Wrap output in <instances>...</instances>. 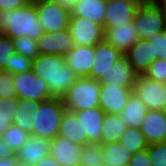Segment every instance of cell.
I'll return each instance as SVG.
<instances>
[{
	"label": "cell",
	"instance_id": "obj_1",
	"mask_svg": "<svg viewBox=\"0 0 166 166\" xmlns=\"http://www.w3.org/2000/svg\"><path fill=\"white\" fill-rule=\"evenodd\" d=\"M31 70L46 82L54 98H63L79 78L66 64L65 56L61 55L39 54L32 60Z\"/></svg>",
	"mask_w": 166,
	"mask_h": 166
},
{
	"label": "cell",
	"instance_id": "obj_2",
	"mask_svg": "<svg viewBox=\"0 0 166 166\" xmlns=\"http://www.w3.org/2000/svg\"><path fill=\"white\" fill-rule=\"evenodd\" d=\"M0 33L12 39L27 36L38 40L43 34L35 3L15 10L0 11Z\"/></svg>",
	"mask_w": 166,
	"mask_h": 166
},
{
	"label": "cell",
	"instance_id": "obj_3",
	"mask_svg": "<svg viewBox=\"0 0 166 166\" xmlns=\"http://www.w3.org/2000/svg\"><path fill=\"white\" fill-rule=\"evenodd\" d=\"M67 109L63 98H52L42 101L39 109L34 113L31 135L52 140L58 136L62 117Z\"/></svg>",
	"mask_w": 166,
	"mask_h": 166
},
{
	"label": "cell",
	"instance_id": "obj_4",
	"mask_svg": "<svg viewBox=\"0 0 166 166\" xmlns=\"http://www.w3.org/2000/svg\"><path fill=\"white\" fill-rule=\"evenodd\" d=\"M101 85L90 77L78 78L63 97L67 111L77 112L100 107Z\"/></svg>",
	"mask_w": 166,
	"mask_h": 166
},
{
	"label": "cell",
	"instance_id": "obj_5",
	"mask_svg": "<svg viewBox=\"0 0 166 166\" xmlns=\"http://www.w3.org/2000/svg\"><path fill=\"white\" fill-rule=\"evenodd\" d=\"M38 19L46 33H56L67 29L71 9L54 0H35Z\"/></svg>",
	"mask_w": 166,
	"mask_h": 166
},
{
	"label": "cell",
	"instance_id": "obj_6",
	"mask_svg": "<svg viewBox=\"0 0 166 166\" xmlns=\"http://www.w3.org/2000/svg\"><path fill=\"white\" fill-rule=\"evenodd\" d=\"M133 22L139 40H150L158 33L166 30L162 14L156 4H140Z\"/></svg>",
	"mask_w": 166,
	"mask_h": 166
},
{
	"label": "cell",
	"instance_id": "obj_7",
	"mask_svg": "<svg viewBox=\"0 0 166 166\" xmlns=\"http://www.w3.org/2000/svg\"><path fill=\"white\" fill-rule=\"evenodd\" d=\"M13 78L18 99L42 102L53 98L46 82L37 77L32 70L13 74Z\"/></svg>",
	"mask_w": 166,
	"mask_h": 166
},
{
	"label": "cell",
	"instance_id": "obj_8",
	"mask_svg": "<svg viewBox=\"0 0 166 166\" xmlns=\"http://www.w3.org/2000/svg\"><path fill=\"white\" fill-rule=\"evenodd\" d=\"M133 93L146 105L148 110L166 111V85L139 75L133 85Z\"/></svg>",
	"mask_w": 166,
	"mask_h": 166
},
{
	"label": "cell",
	"instance_id": "obj_9",
	"mask_svg": "<svg viewBox=\"0 0 166 166\" xmlns=\"http://www.w3.org/2000/svg\"><path fill=\"white\" fill-rule=\"evenodd\" d=\"M68 29L74 45L93 46L104 41V27L83 17H70Z\"/></svg>",
	"mask_w": 166,
	"mask_h": 166
},
{
	"label": "cell",
	"instance_id": "obj_10",
	"mask_svg": "<svg viewBox=\"0 0 166 166\" xmlns=\"http://www.w3.org/2000/svg\"><path fill=\"white\" fill-rule=\"evenodd\" d=\"M133 87H120L113 83L101 85L100 108L106 114H120L127 104Z\"/></svg>",
	"mask_w": 166,
	"mask_h": 166
},
{
	"label": "cell",
	"instance_id": "obj_11",
	"mask_svg": "<svg viewBox=\"0 0 166 166\" xmlns=\"http://www.w3.org/2000/svg\"><path fill=\"white\" fill-rule=\"evenodd\" d=\"M95 59L90 73V78L99 80L104 74L114 67V64L121 59L124 54L115 49L109 43L102 41L94 47Z\"/></svg>",
	"mask_w": 166,
	"mask_h": 166
},
{
	"label": "cell",
	"instance_id": "obj_12",
	"mask_svg": "<svg viewBox=\"0 0 166 166\" xmlns=\"http://www.w3.org/2000/svg\"><path fill=\"white\" fill-rule=\"evenodd\" d=\"M88 143L101 142L105 112L100 107L74 112Z\"/></svg>",
	"mask_w": 166,
	"mask_h": 166
},
{
	"label": "cell",
	"instance_id": "obj_13",
	"mask_svg": "<svg viewBox=\"0 0 166 166\" xmlns=\"http://www.w3.org/2000/svg\"><path fill=\"white\" fill-rule=\"evenodd\" d=\"M139 35L134 22H127L121 26L104 29V41L125 54L137 41Z\"/></svg>",
	"mask_w": 166,
	"mask_h": 166
},
{
	"label": "cell",
	"instance_id": "obj_14",
	"mask_svg": "<svg viewBox=\"0 0 166 166\" xmlns=\"http://www.w3.org/2000/svg\"><path fill=\"white\" fill-rule=\"evenodd\" d=\"M94 59L95 52L93 46L74 45V47L65 54L66 64L79 78L90 77Z\"/></svg>",
	"mask_w": 166,
	"mask_h": 166
},
{
	"label": "cell",
	"instance_id": "obj_15",
	"mask_svg": "<svg viewBox=\"0 0 166 166\" xmlns=\"http://www.w3.org/2000/svg\"><path fill=\"white\" fill-rule=\"evenodd\" d=\"M40 54L61 55L74 47L69 29H64L56 33H46L37 40Z\"/></svg>",
	"mask_w": 166,
	"mask_h": 166
},
{
	"label": "cell",
	"instance_id": "obj_16",
	"mask_svg": "<svg viewBox=\"0 0 166 166\" xmlns=\"http://www.w3.org/2000/svg\"><path fill=\"white\" fill-rule=\"evenodd\" d=\"M140 130L149 145L166 142V111L148 110Z\"/></svg>",
	"mask_w": 166,
	"mask_h": 166
},
{
	"label": "cell",
	"instance_id": "obj_17",
	"mask_svg": "<svg viewBox=\"0 0 166 166\" xmlns=\"http://www.w3.org/2000/svg\"><path fill=\"white\" fill-rule=\"evenodd\" d=\"M139 4L135 2H107L104 29L121 26L133 21Z\"/></svg>",
	"mask_w": 166,
	"mask_h": 166
},
{
	"label": "cell",
	"instance_id": "obj_18",
	"mask_svg": "<svg viewBox=\"0 0 166 166\" xmlns=\"http://www.w3.org/2000/svg\"><path fill=\"white\" fill-rule=\"evenodd\" d=\"M82 145L72 143L66 138L56 136L50 141L49 154L56 159L61 166H73L79 164Z\"/></svg>",
	"mask_w": 166,
	"mask_h": 166
},
{
	"label": "cell",
	"instance_id": "obj_19",
	"mask_svg": "<svg viewBox=\"0 0 166 166\" xmlns=\"http://www.w3.org/2000/svg\"><path fill=\"white\" fill-rule=\"evenodd\" d=\"M49 151L50 140L30 134L29 139L17 151L16 158L21 163L35 166L49 154Z\"/></svg>",
	"mask_w": 166,
	"mask_h": 166
},
{
	"label": "cell",
	"instance_id": "obj_20",
	"mask_svg": "<svg viewBox=\"0 0 166 166\" xmlns=\"http://www.w3.org/2000/svg\"><path fill=\"white\" fill-rule=\"evenodd\" d=\"M124 56L138 76L144 75L151 63L156 60L148 40H138Z\"/></svg>",
	"mask_w": 166,
	"mask_h": 166
},
{
	"label": "cell",
	"instance_id": "obj_21",
	"mask_svg": "<svg viewBox=\"0 0 166 166\" xmlns=\"http://www.w3.org/2000/svg\"><path fill=\"white\" fill-rule=\"evenodd\" d=\"M138 75L134 72L125 56L119 59L108 75L104 74L99 80L100 85L113 83L120 87H133Z\"/></svg>",
	"mask_w": 166,
	"mask_h": 166
},
{
	"label": "cell",
	"instance_id": "obj_22",
	"mask_svg": "<svg viewBox=\"0 0 166 166\" xmlns=\"http://www.w3.org/2000/svg\"><path fill=\"white\" fill-rule=\"evenodd\" d=\"M106 6V0H80L71 9V17H83L103 26Z\"/></svg>",
	"mask_w": 166,
	"mask_h": 166
},
{
	"label": "cell",
	"instance_id": "obj_23",
	"mask_svg": "<svg viewBox=\"0 0 166 166\" xmlns=\"http://www.w3.org/2000/svg\"><path fill=\"white\" fill-rule=\"evenodd\" d=\"M147 112L146 105L132 92L126 106L119 115L127 127L140 129Z\"/></svg>",
	"mask_w": 166,
	"mask_h": 166
},
{
	"label": "cell",
	"instance_id": "obj_24",
	"mask_svg": "<svg viewBox=\"0 0 166 166\" xmlns=\"http://www.w3.org/2000/svg\"><path fill=\"white\" fill-rule=\"evenodd\" d=\"M58 135L78 145L89 144L82 136L81 123L77 119L76 114L67 110L62 117Z\"/></svg>",
	"mask_w": 166,
	"mask_h": 166
},
{
	"label": "cell",
	"instance_id": "obj_25",
	"mask_svg": "<svg viewBox=\"0 0 166 166\" xmlns=\"http://www.w3.org/2000/svg\"><path fill=\"white\" fill-rule=\"evenodd\" d=\"M104 166H127L133 154L120 142L102 143Z\"/></svg>",
	"mask_w": 166,
	"mask_h": 166
},
{
	"label": "cell",
	"instance_id": "obj_26",
	"mask_svg": "<svg viewBox=\"0 0 166 166\" xmlns=\"http://www.w3.org/2000/svg\"><path fill=\"white\" fill-rule=\"evenodd\" d=\"M41 102L19 99L17 112L13 124L31 134L34 122V113L39 109Z\"/></svg>",
	"mask_w": 166,
	"mask_h": 166
},
{
	"label": "cell",
	"instance_id": "obj_27",
	"mask_svg": "<svg viewBox=\"0 0 166 166\" xmlns=\"http://www.w3.org/2000/svg\"><path fill=\"white\" fill-rule=\"evenodd\" d=\"M101 143L119 142L126 132L127 126L118 114H105Z\"/></svg>",
	"mask_w": 166,
	"mask_h": 166
},
{
	"label": "cell",
	"instance_id": "obj_28",
	"mask_svg": "<svg viewBox=\"0 0 166 166\" xmlns=\"http://www.w3.org/2000/svg\"><path fill=\"white\" fill-rule=\"evenodd\" d=\"M132 154L148 148V142L139 128L127 127L119 141Z\"/></svg>",
	"mask_w": 166,
	"mask_h": 166
},
{
	"label": "cell",
	"instance_id": "obj_29",
	"mask_svg": "<svg viewBox=\"0 0 166 166\" xmlns=\"http://www.w3.org/2000/svg\"><path fill=\"white\" fill-rule=\"evenodd\" d=\"M79 164L82 166H104L102 143L95 142L82 146Z\"/></svg>",
	"mask_w": 166,
	"mask_h": 166
},
{
	"label": "cell",
	"instance_id": "obj_30",
	"mask_svg": "<svg viewBox=\"0 0 166 166\" xmlns=\"http://www.w3.org/2000/svg\"><path fill=\"white\" fill-rule=\"evenodd\" d=\"M18 102V98L0 99V136L13 124Z\"/></svg>",
	"mask_w": 166,
	"mask_h": 166
},
{
	"label": "cell",
	"instance_id": "obj_31",
	"mask_svg": "<svg viewBox=\"0 0 166 166\" xmlns=\"http://www.w3.org/2000/svg\"><path fill=\"white\" fill-rule=\"evenodd\" d=\"M1 136L3 141L15 151V153H17V151L29 139L30 134L23 131L15 124H11Z\"/></svg>",
	"mask_w": 166,
	"mask_h": 166
},
{
	"label": "cell",
	"instance_id": "obj_32",
	"mask_svg": "<svg viewBox=\"0 0 166 166\" xmlns=\"http://www.w3.org/2000/svg\"><path fill=\"white\" fill-rule=\"evenodd\" d=\"M15 51L24 57L35 59L39 54L37 41L27 36L12 39Z\"/></svg>",
	"mask_w": 166,
	"mask_h": 166
},
{
	"label": "cell",
	"instance_id": "obj_33",
	"mask_svg": "<svg viewBox=\"0 0 166 166\" xmlns=\"http://www.w3.org/2000/svg\"><path fill=\"white\" fill-rule=\"evenodd\" d=\"M32 68V59L24 57L17 52L11 56L9 63H6L4 71L12 74L27 72Z\"/></svg>",
	"mask_w": 166,
	"mask_h": 166
},
{
	"label": "cell",
	"instance_id": "obj_34",
	"mask_svg": "<svg viewBox=\"0 0 166 166\" xmlns=\"http://www.w3.org/2000/svg\"><path fill=\"white\" fill-rule=\"evenodd\" d=\"M17 98L13 74L0 70V99Z\"/></svg>",
	"mask_w": 166,
	"mask_h": 166
},
{
	"label": "cell",
	"instance_id": "obj_35",
	"mask_svg": "<svg viewBox=\"0 0 166 166\" xmlns=\"http://www.w3.org/2000/svg\"><path fill=\"white\" fill-rule=\"evenodd\" d=\"M147 151L152 166H166V142L150 144Z\"/></svg>",
	"mask_w": 166,
	"mask_h": 166
},
{
	"label": "cell",
	"instance_id": "obj_36",
	"mask_svg": "<svg viewBox=\"0 0 166 166\" xmlns=\"http://www.w3.org/2000/svg\"><path fill=\"white\" fill-rule=\"evenodd\" d=\"M144 76L154 81L166 83V61L157 58L151 63Z\"/></svg>",
	"mask_w": 166,
	"mask_h": 166
},
{
	"label": "cell",
	"instance_id": "obj_37",
	"mask_svg": "<svg viewBox=\"0 0 166 166\" xmlns=\"http://www.w3.org/2000/svg\"><path fill=\"white\" fill-rule=\"evenodd\" d=\"M15 53L12 38L0 33V70L5 68L6 63H9L11 56Z\"/></svg>",
	"mask_w": 166,
	"mask_h": 166
},
{
	"label": "cell",
	"instance_id": "obj_38",
	"mask_svg": "<svg viewBox=\"0 0 166 166\" xmlns=\"http://www.w3.org/2000/svg\"><path fill=\"white\" fill-rule=\"evenodd\" d=\"M148 42L152 45L153 57L166 61V30L158 33Z\"/></svg>",
	"mask_w": 166,
	"mask_h": 166
},
{
	"label": "cell",
	"instance_id": "obj_39",
	"mask_svg": "<svg viewBox=\"0 0 166 166\" xmlns=\"http://www.w3.org/2000/svg\"><path fill=\"white\" fill-rule=\"evenodd\" d=\"M129 166H152L147 148L133 154Z\"/></svg>",
	"mask_w": 166,
	"mask_h": 166
},
{
	"label": "cell",
	"instance_id": "obj_40",
	"mask_svg": "<svg viewBox=\"0 0 166 166\" xmlns=\"http://www.w3.org/2000/svg\"><path fill=\"white\" fill-rule=\"evenodd\" d=\"M30 2L31 0H0V11L15 10Z\"/></svg>",
	"mask_w": 166,
	"mask_h": 166
},
{
	"label": "cell",
	"instance_id": "obj_41",
	"mask_svg": "<svg viewBox=\"0 0 166 166\" xmlns=\"http://www.w3.org/2000/svg\"><path fill=\"white\" fill-rule=\"evenodd\" d=\"M16 157L15 151H13L4 141L2 136H0V159H6Z\"/></svg>",
	"mask_w": 166,
	"mask_h": 166
},
{
	"label": "cell",
	"instance_id": "obj_42",
	"mask_svg": "<svg viewBox=\"0 0 166 166\" xmlns=\"http://www.w3.org/2000/svg\"><path fill=\"white\" fill-rule=\"evenodd\" d=\"M35 166H61V164L54 159L50 154H48L45 158L39 161Z\"/></svg>",
	"mask_w": 166,
	"mask_h": 166
},
{
	"label": "cell",
	"instance_id": "obj_43",
	"mask_svg": "<svg viewBox=\"0 0 166 166\" xmlns=\"http://www.w3.org/2000/svg\"><path fill=\"white\" fill-rule=\"evenodd\" d=\"M18 160L16 157L0 159V166H17Z\"/></svg>",
	"mask_w": 166,
	"mask_h": 166
},
{
	"label": "cell",
	"instance_id": "obj_44",
	"mask_svg": "<svg viewBox=\"0 0 166 166\" xmlns=\"http://www.w3.org/2000/svg\"><path fill=\"white\" fill-rule=\"evenodd\" d=\"M156 5L159 7V10L163 17L164 26L166 28V0L158 2Z\"/></svg>",
	"mask_w": 166,
	"mask_h": 166
},
{
	"label": "cell",
	"instance_id": "obj_45",
	"mask_svg": "<svg viewBox=\"0 0 166 166\" xmlns=\"http://www.w3.org/2000/svg\"><path fill=\"white\" fill-rule=\"evenodd\" d=\"M60 3L61 5L68 7L69 9H72L76 3H78L80 0H54Z\"/></svg>",
	"mask_w": 166,
	"mask_h": 166
},
{
	"label": "cell",
	"instance_id": "obj_46",
	"mask_svg": "<svg viewBox=\"0 0 166 166\" xmlns=\"http://www.w3.org/2000/svg\"><path fill=\"white\" fill-rule=\"evenodd\" d=\"M107 2H116V1H120V2H123V1H127V2H135L137 4H143L142 3V0H106Z\"/></svg>",
	"mask_w": 166,
	"mask_h": 166
},
{
	"label": "cell",
	"instance_id": "obj_47",
	"mask_svg": "<svg viewBox=\"0 0 166 166\" xmlns=\"http://www.w3.org/2000/svg\"><path fill=\"white\" fill-rule=\"evenodd\" d=\"M164 0H142L143 4H157L158 2H161Z\"/></svg>",
	"mask_w": 166,
	"mask_h": 166
},
{
	"label": "cell",
	"instance_id": "obj_48",
	"mask_svg": "<svg viewBox=\"0 0 166 166\" xmlns=\"http://www.w3.org/2000/svg\"><path fill=\"white\" fill-rule=\"evenodd\" d=\"M17 166H34V165L21 163V162L18 161Z\"/></svg>",
	"mask_w": 166,
	"mask_h": 166
}]
</instances>
